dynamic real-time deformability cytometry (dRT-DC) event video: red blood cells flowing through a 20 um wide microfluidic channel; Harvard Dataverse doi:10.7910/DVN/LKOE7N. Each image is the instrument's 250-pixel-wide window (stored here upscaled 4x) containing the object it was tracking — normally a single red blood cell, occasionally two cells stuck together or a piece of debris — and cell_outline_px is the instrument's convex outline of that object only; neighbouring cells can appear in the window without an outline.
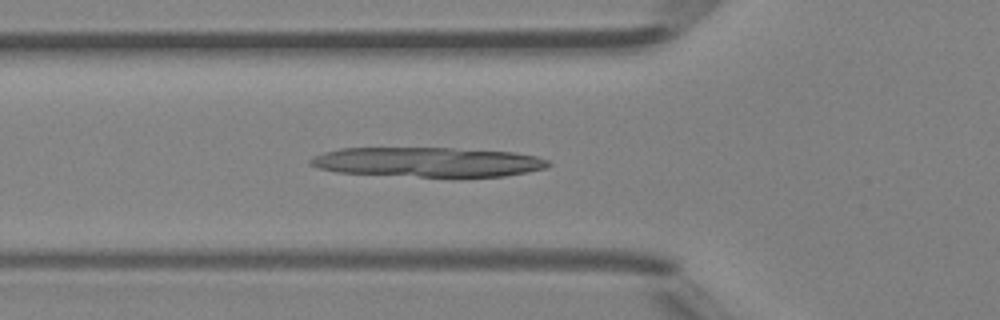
{"species": "Egyptian fruit bat (a non-hibernating species)", "species_latin": "Rousettus aegyptiacus", "temperature_condition": "room temperature", "stored_images_in_passage": 45, "camera_frame_rate_fps": 3000, "um_per_image_px": 0.085, "animal": {"sex": "female"}, "frame": {"image": 1, "passage_image": 15, "time_ms": 4.667, "image_size_px": [1000, 320], "cell_outline_px": [[552, 164], [548, 168], [528, 172], [504, 176], [420, 176], [336, 172], [320, 168], [308, 164], [308, 160], [312, 156], [324, 152], [340, 148], [452, 148], [512, 152], [536, 156], [548, 160]], "centroid_in_image_um": [36.36, 13.76], "position_along_channel_um": 89.4, "area_um2": 40.86}}